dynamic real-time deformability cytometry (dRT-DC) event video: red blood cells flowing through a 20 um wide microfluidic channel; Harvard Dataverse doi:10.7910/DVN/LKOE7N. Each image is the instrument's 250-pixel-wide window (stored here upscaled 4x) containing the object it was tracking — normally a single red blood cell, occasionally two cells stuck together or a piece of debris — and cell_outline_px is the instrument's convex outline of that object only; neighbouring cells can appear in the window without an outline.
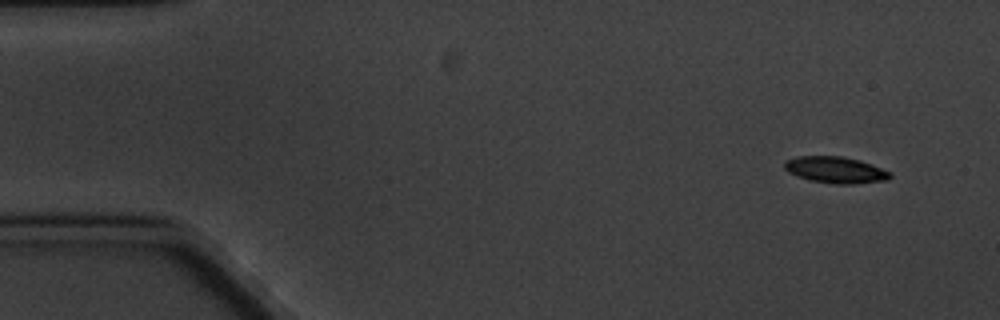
{"species": "common noctule bat (a hibernating species)", "species_latin": "Nyctalus noctula", "temperature_condition": "cold", "stored_images_in_passage": 4, "camera_frame_rate_fps": 3000, "um_per_image_px": 0.085, "animal": {"sex": "male", "body_mass_g": 20.1, "forearm_length_mm": 53.5}, "frame": {"image": 1, "passage_image": 1, "time_ms": 0.0, "image_size_px": [1000, 320], "cell_outline_px": [[892, 176], [888, 180], [856, 184], [836, 184], [808, 180], [796, 176], [788, 172], [784, 168], [784, 164], [788, 160], [796, 156], [840, 156], [860, 160], [892, 172]], "centroid_in_image_um": [71.04, 14.45], "position_along_channel_um": 14.0, "area_um2": 16.42}}
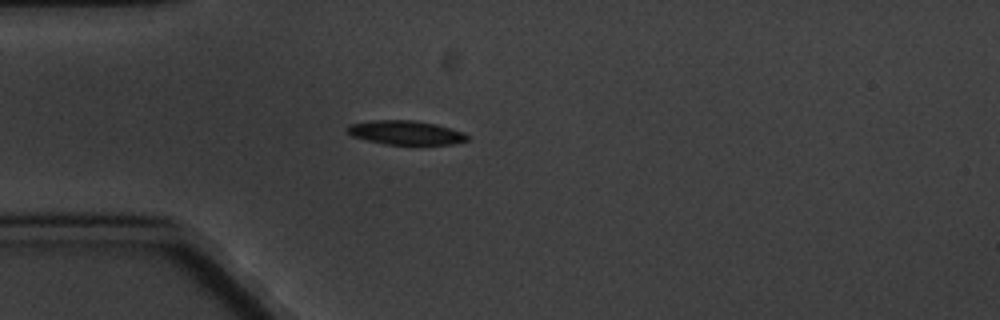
{"frame": {"image": 2, "passage_image": 4, "time_ms": 4.0, "image_size_px": [1000, 320], "cell_outline_px": [[468, 140], [452, 144], [384, 144], [352, 136], [344, 132], [344, 128], [348, 124], [372, 120], [412, 120], [436, 124], [464, 132], [468, 136]], "centroid_in_image_um": [34.42, 11.26], "position_along_channel_um": 50.6, "area_um2": 16.88}}